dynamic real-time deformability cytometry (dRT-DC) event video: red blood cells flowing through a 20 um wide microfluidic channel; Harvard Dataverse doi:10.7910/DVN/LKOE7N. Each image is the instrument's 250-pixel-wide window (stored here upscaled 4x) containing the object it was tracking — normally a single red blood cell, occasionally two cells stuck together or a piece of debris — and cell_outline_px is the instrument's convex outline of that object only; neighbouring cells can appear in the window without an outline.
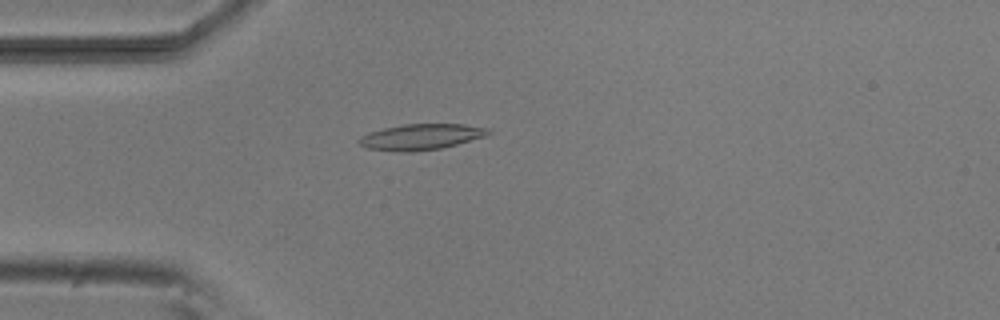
{"species": "common noctule bat (a hibernating species)", "species_latin": "Nyctalus noctula", "temperature_condition": "room temperature", "stored_images_in_passage": 39, "camera_frame_rate_fps": 3000, "um_per_image_px": 0.085, "animal": {"sex": "male", "body_mass_g": 20.5, "forearm_length_mm": 52.5}, "frame": {"image": 1, "passage_image": 7, "time_ms": 2.0, "image_size_px": [1000, 320], "cell_outline_px": [[492, 132], [488, 136], [440, 148], [412, 152], [404, 152], [368, 148], [360, 144], [356, 140], [360, 136], [368, 132], [384, 128], [404, 124], [464, 124], [492, 128]], "centroid_in_image_um": [35.83, 11.62], "position_along_channel_um": 49.2, "area_um2": 19.59}}
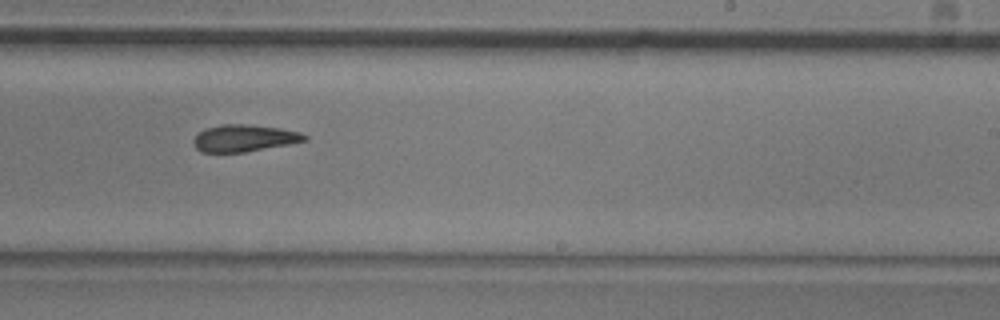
{"frame": {"image": 2, "passage_image": 25, "time_ms": 8.0, "image_size_px": [1000, 320], "cell_outline_px": [[308, 140], [288, 144], [244, 152], [200, 152], [196, 148], [192, 140], [204, 128], [220, 124], [248, 124], [280, 128], [300, 132], [308, 136]], "centroid_in_image_um": [20.74, 11.73], "position_along_channel_um": 268.3, "area_um2": 17.46}}
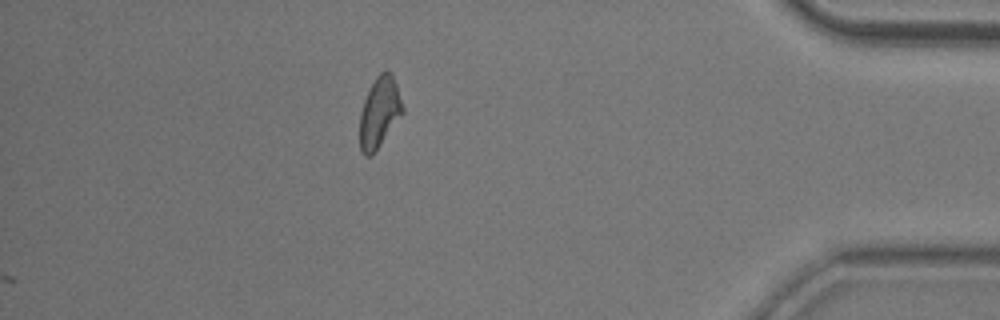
{"frame": {"image": 3, "passage_image": 39, "time_ms": 12.667, "image_size_px": [1000, 320], "cell_outline_px": [[404, 112], [372, 156], [364, 156], [360, 152], [360, 112], [368, 88], [376, 76], [380, 72], [388, 68], [392, 72], [404, 108]], "centroid_in_image_um": [32.25, 9.53], "position_along_channel_um": 403.0, "area_um2": 17.92}, "authors_computed_cell_mechanics": {"area_um2": 18.0914, "velocity_mm_per_s": 3.8255, "shape_relaxation_time_tau1_ms": null, "shape_relaxation_time_tau2_ms": 5.4579, "deformation_change_tau1": null, "deformation_change_tau2": 0.1444}}